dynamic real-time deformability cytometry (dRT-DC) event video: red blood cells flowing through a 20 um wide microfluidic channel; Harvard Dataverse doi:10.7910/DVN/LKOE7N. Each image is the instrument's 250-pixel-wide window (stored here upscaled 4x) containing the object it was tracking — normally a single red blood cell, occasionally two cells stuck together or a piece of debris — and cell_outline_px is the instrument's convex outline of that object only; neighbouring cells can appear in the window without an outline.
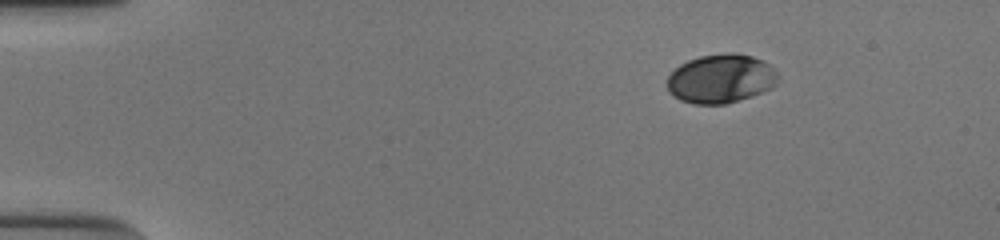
{"species": "human", "species_latin": "Homo sapiens", "temperature_condition": "cold", "stored_images_in_passage": 47, "camera_frame_rate_fps": 3000, "um_per_image_px": 0.085, "donor": {"sex": "male"}, "frame": {"image": 1, "passage_image": 1, "time_ms": 0.0, "image_size_px": [1000, 240], "cell_outline_px": [[776, 84], [772, 88], [752, 96], [724, 104], [696, 104], [680, 100], [672, 96], [668, 92], [668, 76], [680, 64], [688, 60], [700, 56], [728, 52], [732, 52], [752, 56], [764, 60], [776, 72]], "centroid_in_image_um": [61.26, 6.68], "position_along_channel_um": 23.7, "area_um2": 31.56}}
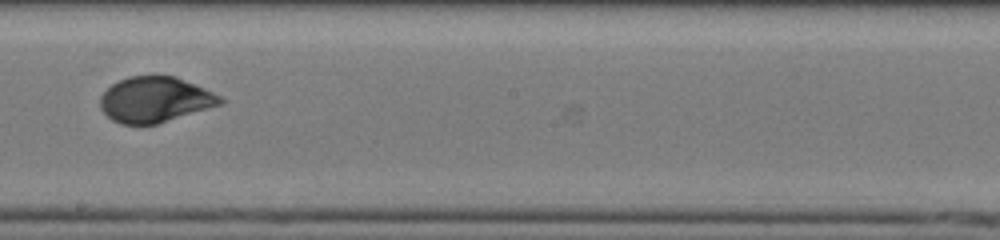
{"frame": {"image": 2, "passage_image": 25, "time_ms": 8.0, "image_size_px": [1000, 240], "cell_outline_px": [[224, 104], [156, 124], [120, 124], [112, 120], [100, 108], [100, 96], [112, 84], [128, 76], [176, 76], [204, 88], [220, 96], [224, 100]], "centroid_in_image_um": [13.18, 8.47], "position_along_channel_um": 235.0, "area_um2": 31.73}}
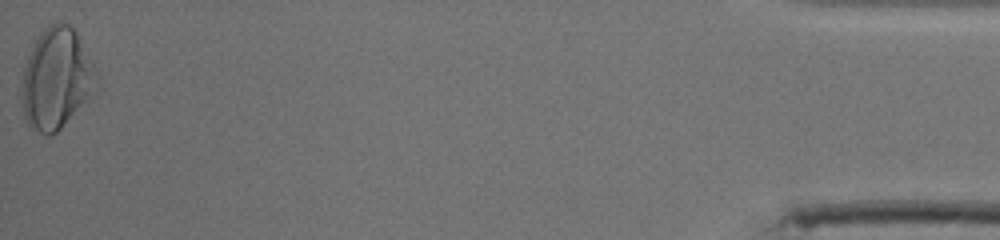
{"frame": {"image": 3, "passage_image": 47, "time_ms": 15.333, "image_size_px": [1000, 240], "cell_outline_px": [[96, 96], [52, 136], [44, 136], [32, 128], [24, 120], [24, 68], [32, 44], [44, 28], [56, 20], [60, 20], [68, 24], [76, 32], [92, 60], [96, 72]], "centroid_in_image_um": [4.85, 6.71], "position_along_channel_um": 430.3, "area_um2": 44.22}, "authors_computed_cell_mechanics": {"area_um2": 31.9056, "velocity_mm_per_s": 3.8528, "shape_relaxation_time_tau1_ms": 5.5607, "shape_relaxation_time_tau2_ms": null, "deformation_change_tau1": 0.1702, "deformation_change_tau2": null}}